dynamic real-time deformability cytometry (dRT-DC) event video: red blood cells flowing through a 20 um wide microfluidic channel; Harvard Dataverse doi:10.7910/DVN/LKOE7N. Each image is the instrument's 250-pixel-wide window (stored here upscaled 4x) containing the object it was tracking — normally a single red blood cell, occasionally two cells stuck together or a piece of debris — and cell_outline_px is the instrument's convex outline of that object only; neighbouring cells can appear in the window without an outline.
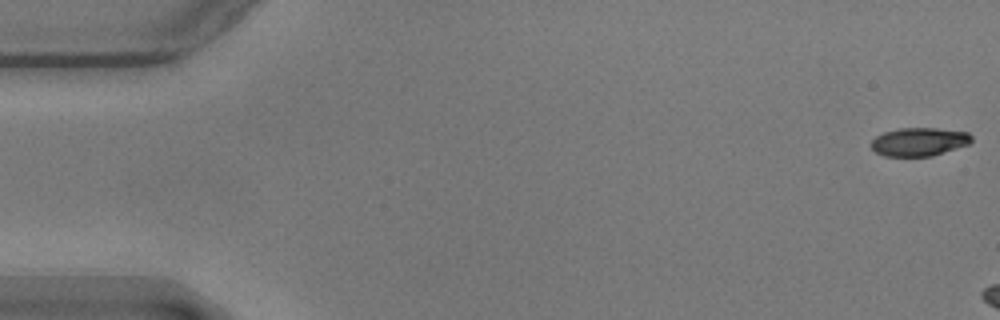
{"species": "common noctule bat (a hibernating species)", "species_latin": "Nyctalus noctula", "temperature_condition": "warm", "stored_images_in_passage": 6, "camera_frame_rate_fps": 3000, "um_per_image_px": 0.085, "animal": {"sex": "male", "body_mass_g": 17.9}, "frame": {"image": 1, "passage_image": 1, "time_ms": 0.0, "image_size_px": [1000, 320], "cell_outline_px": [[972, 140], [968, 144], [932, 156], [884, 156], [876, 152], [872, 148], [872, 140], [876, 136], [884, 132], [900, 128], [936, 128], [968, 132], [972, 136]], "centroid_in_image_um": [78.12, 12.05], "position_along_channel_um": 6.9, "area_um2": 16.47}}